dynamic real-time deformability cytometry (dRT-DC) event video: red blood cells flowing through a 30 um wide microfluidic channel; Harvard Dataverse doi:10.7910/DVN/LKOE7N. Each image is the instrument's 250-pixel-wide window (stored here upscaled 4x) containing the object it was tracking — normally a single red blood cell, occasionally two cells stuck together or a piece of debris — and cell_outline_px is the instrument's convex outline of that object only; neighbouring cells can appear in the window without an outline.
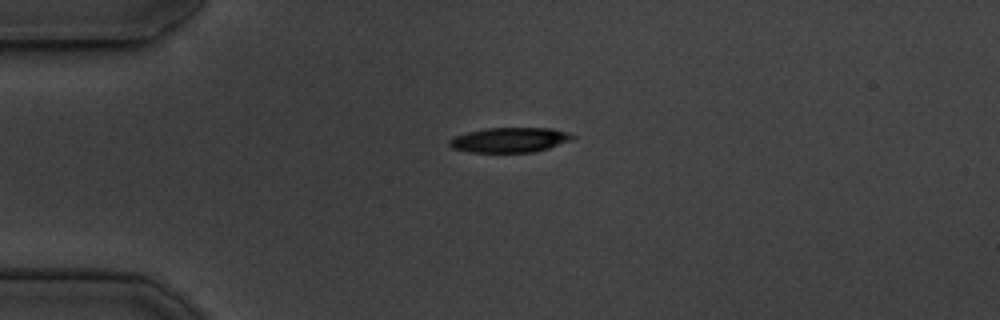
{"species": "common noctule bat (a hibernating species)", "species_latin": "Nyctalus noctula", "temperature_condition": "cold", "stored_images_in_passage": 42, "camera_frame_rate_fps": 3000, "um_per_image_px": 0.085, "animal": {"sex": "male", "body_mass_g": 19.5, "forearm_length_mm": 54.6}, "frame": {"image": 1, "passage_image": 1, "time_ms": 0.0, "image_size_px": [1000, 320], "cell_outline_px": [[576, 136], [572, 140], [548, 148], [532, 152], [468, 152], [452, 148], [448, 144], [448, 140], [456, 136], [468, 132], [488, 128], [552, 128]], "centroid_in_image_um": [43.3, 11.9], "position_along_channel_um": 41.7, "area_um2": 17.69}}
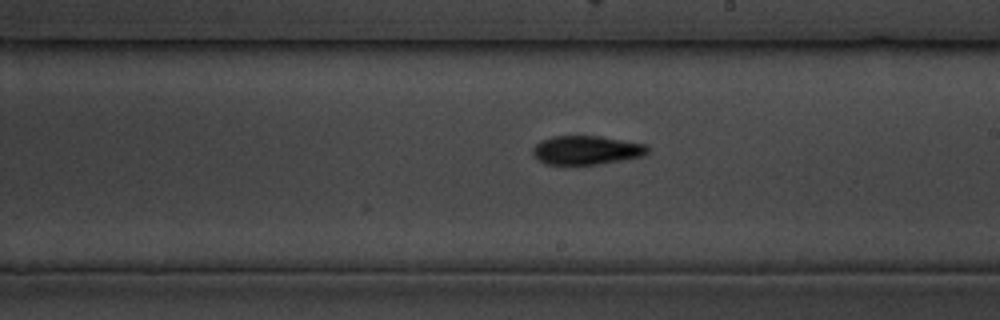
{"frame": {"image": 2, "passage_image": 19, "time_ms": 6.0, "image_size_px": [1000, 320], "cell_outline_px": [[648, 152], [644, 156], [596, 164], [544, 164], [532, 152], [532, 148], [540, 140], [552, 136], [600, 136], [648, 144]], "centroid_in_image_um": [49.86, 12.75], "position_along_channel_um": 239.1, "area_um2": 19.25}}
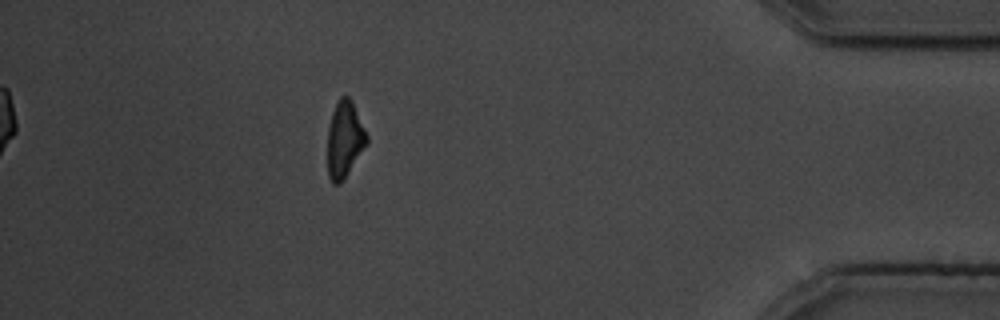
{"frame": {"image": 3, "passage_image": 36, "time_ms": 11.667, "image_size_px": [1000, 320], "cell_outline_px": [[368, 144], [340, 184], [332, 184], [328, 176], [328, 128], [332, 112], [340, 96], [348, 96], [352, 100], [368, 136]], "centroid_in_image_um": [29.3, 11.86], "position_along_channel_um": 405.9, "area_um2": 17.51}, "authors_computed_cell_mechanics": {"area_um2": 18.4382, "velocity_mm_per_s": 3.7357, "shape_relaxation_time_tau1_ms": 3.3465, "shape_relaxation_time_tau2_ms": 4.181, "deformation_change_tau1": 0.1404, "deformation_change_tau2": 0.134}}